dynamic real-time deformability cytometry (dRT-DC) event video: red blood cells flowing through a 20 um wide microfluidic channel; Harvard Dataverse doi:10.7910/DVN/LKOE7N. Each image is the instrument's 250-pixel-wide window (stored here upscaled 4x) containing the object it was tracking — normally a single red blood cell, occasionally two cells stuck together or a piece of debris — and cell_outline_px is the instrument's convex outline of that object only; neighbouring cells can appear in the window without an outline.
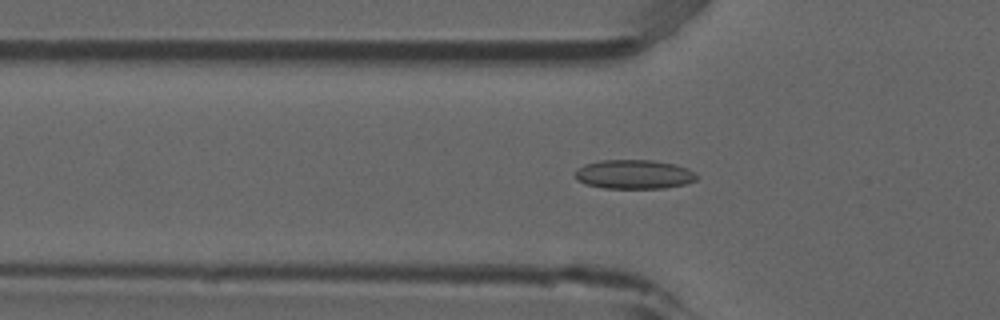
{"species": "common noctule bat (a hibernating species)", "species_latin": "Nyctalus noctula", "temperature_condition": "room temperature", "stored_images_in_passage": 51, "camera_frame_rate_fps": 3000, "um_per_image_px": 0.085, "animal": {"sex": "male", "forearm_length_mm": 52.5}, "frame": {"image": 1, "passage_image": 16, "time_ms": 5.0, "image_size_px": [1000, 320], "cell_outline_px": [[696, 180], [684, 184], [664, 188], [604, 188], [584, 184], [576, 180], [572, 172], [576, 168], [584, 164], [600, 160], [652, 160], [676, 164], [688, 168], [696, 172]], "centroid_in_image_um": [53.83, 14.81], "position_along_channel_um": 72.0, "area_um2": 20.98}}
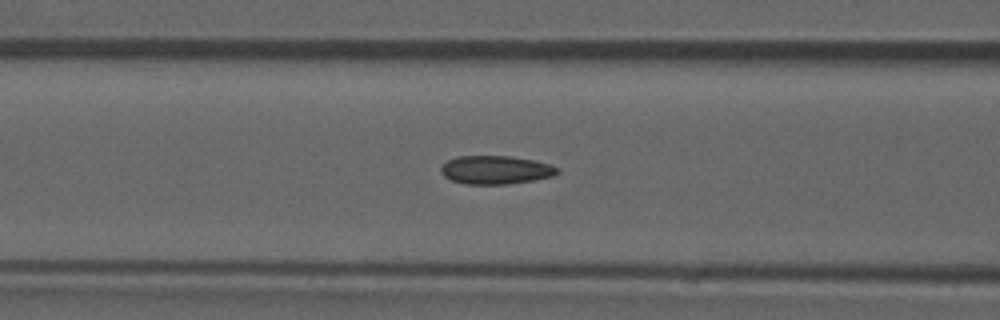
{"frame": {"image": 2, "passage_image": 20, "time_ms": 6.333, "image_size_px": [1000, 320], "cell_outline_px": [[560, 172], [552, 176], [536, 180], [508, 184], [464, 184], [452, 180], [444, 176], [440, 172], [440, 168], [448, 160], [456, 156], [508, 156], [536, 160], [560, 168]], "centroid_in_image_um": [42.15, 14.44], "position_along_channel_um": 124.5, "area_um2": 19.42}}
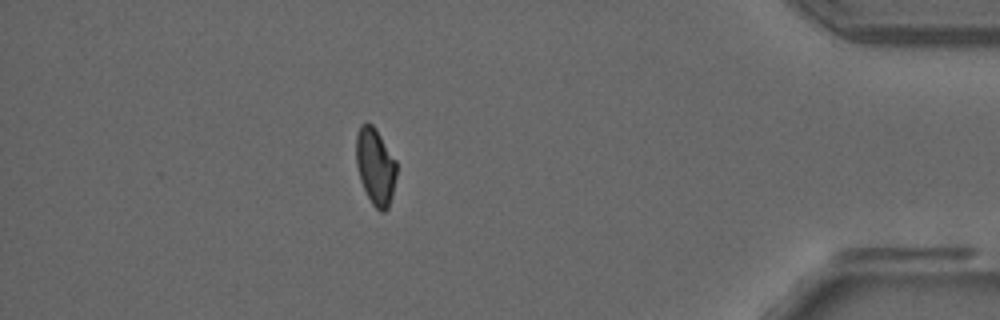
{"frame": {"image": 3, "passage_image": 45, "time_ms": 14.667, "image_size_px": [1000, 320], "cell_outline_px": [[396, 176], [392, 196], [388, 208], [384, 212], [380, 212], [372, 204], [360, 180], [356, 164], [356, 136], [360, 124], [372, 124], [376, 128], [396, 160]], "centroid_in_image_um": [31.91, 14.14], "position_along_channel_um": 403.3, "area_um2": 18.09}, "authors_computed_cell_mechanics": {"area_um2": 19.363, "velocity_mm_per_s": 3.8923, "shape_relaxation_time_tau1_ms": null, "shape_relaxation_time_tau2_ms": 2.6033, "deformation_change_tau1": null, "deformation_change_tau2": 0.0679}}